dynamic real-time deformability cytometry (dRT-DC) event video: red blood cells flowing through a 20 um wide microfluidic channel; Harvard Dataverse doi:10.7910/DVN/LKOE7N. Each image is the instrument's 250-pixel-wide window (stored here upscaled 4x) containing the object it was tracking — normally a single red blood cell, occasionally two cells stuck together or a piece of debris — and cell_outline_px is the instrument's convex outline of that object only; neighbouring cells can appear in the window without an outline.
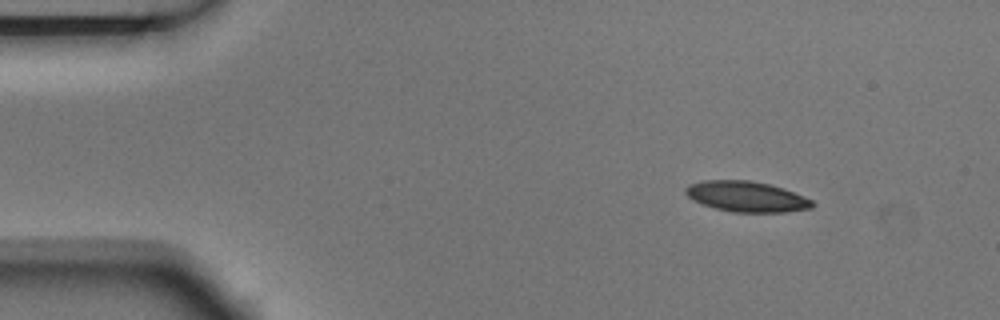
{"species": "Egyptian fruit bat (a non-hibernating species)", "species_latin": "Rousettus aegyptiacus", "temperature_condition": "room temperature", "stored_images_in_passage": 6, "camera_frame_rate_fps": 3000, "um_per_image_px": 0.085, "animal": {"sex": "male"}, "frame": {"image": 1, "passage_image": 1, "time_ms": 0.0, "image_size_px": [1000, 320], "cell_outline_px": [[816, 204], [812, 208], [784, 212], [732, 212], [716, 208], [692, 200], [684, 192], [684, 188], [688, 184], [704, 180], [748, 180], [768, 184], [784, 188], [804, 196], [812, 200]], "centroid_in_image_um": [63.45, 16.7], "position_along_channel_um": 21.5, "area_um2": 22.6}}
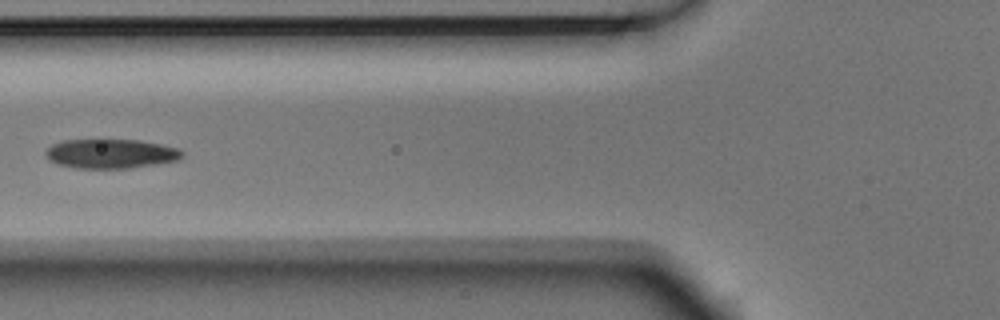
{"frame": {"image": 2, "passage_image": 5, "time_ms": 1.333, "image_size_px": [1000, 320], "cell_outline_px": [[184, 156], [180, 160], [128, 168], [76, 168], [60, 164], [48, 160], [44, 152], [52, 144], [64, 140], [140, 140], [180, 148], [184, 152]], "centroid_in_image_um": [9.45, 13.06], "position_along_channel_um": 116.4, "area_um2": 23.35}}
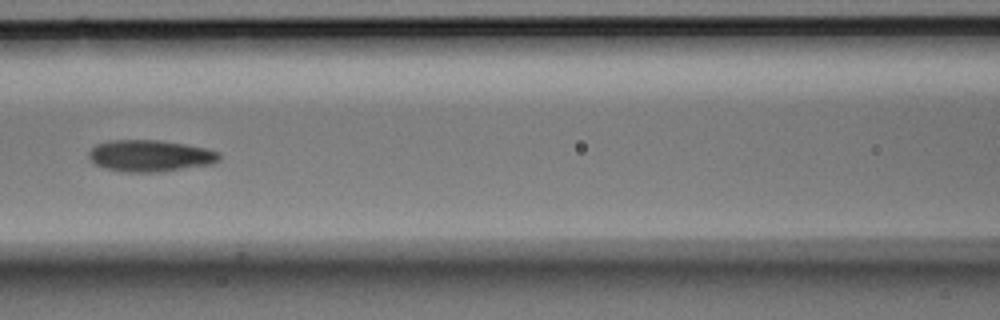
{"frame": {"image": 3, "passage_image": 6, "time_ms": 1.667, "image_size_px": [1000, 320], "cell_outline_px": [[220, 160], [212, 164], [160, 172], [124, 172], [104, 168], [96, 164], [88, 156], [88, 152], [96, 144], [112, 140], [160, 140], [208, 148], [220, 152]], "centroid_in_image_um": [12.79, 13.24], "position_along_channel_um": 153.8, "area_um2": 24.16}}